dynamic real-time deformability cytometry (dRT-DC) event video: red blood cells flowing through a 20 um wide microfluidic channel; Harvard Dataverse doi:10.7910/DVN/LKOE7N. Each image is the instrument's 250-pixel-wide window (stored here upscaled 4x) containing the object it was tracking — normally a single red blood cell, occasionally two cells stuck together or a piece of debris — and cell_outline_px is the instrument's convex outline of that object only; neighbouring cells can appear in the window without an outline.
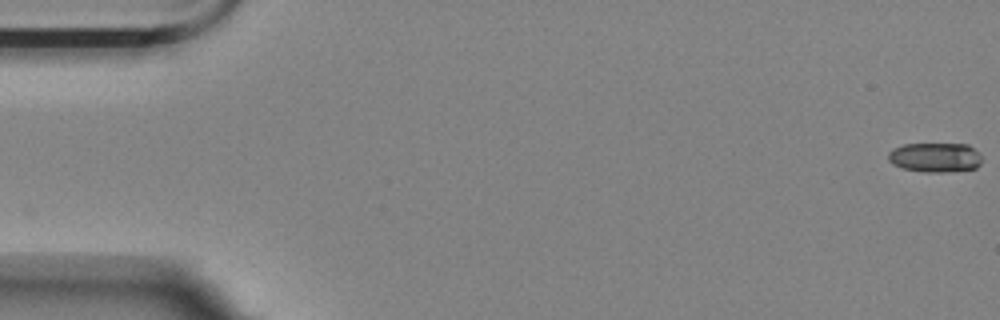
{"species": "Egyptian fruit bat (a non-hibernating species)", "species_latin": "Rousettus aegyptiacus", "temperature_condition": "room temperature", "stored_images_in_passage": 57, "camera_frame_rate_fps": 3000, "um_per_image_px": 0.085, "animal": {"sex": "female"}, "frame": {"image": 1, "passage_image": 1, "time_ms": 0.0, "image_size_px": [1000, 320], "cell_outline_px": [[980, 164], [976, 168], [944, 172], [924, 172], [900, 168], [892, 164], [888, 160], [888, 152], [892, 148], [904, 144], [968, 144], [980, 156]], "centroid_in_image_um": [79.42, 13.38], "position_along_channel_um": 5.6, "area_um2": 16.13}}
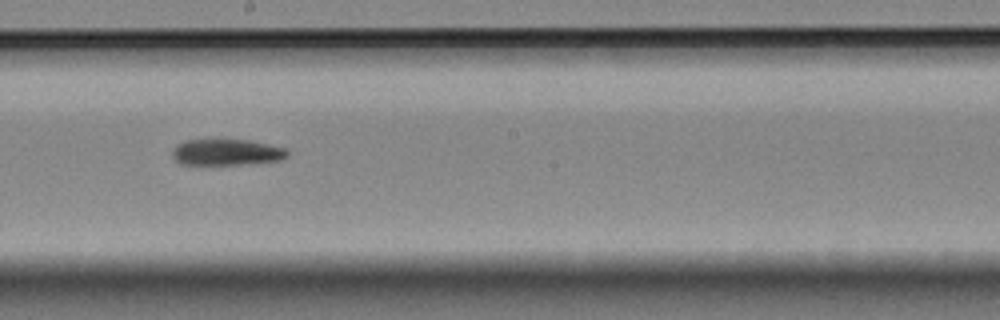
{"frame": {"image": 2, "passage_image": 32, "time_ms": 10.333, "image_size_px": [1000, 320], "cell_outline_px": [[288, 156], [280, 160], [240, 164], [180, 164], [172, 156], [172, 152], [180, 144], [188, 140], [248, 140], [268, 144], [284, 148], [288, 152]], "centroid_in_image_um": [19.28, 12.94], "position_along_channel_um": 228.9, "area_um2": 17.11}}
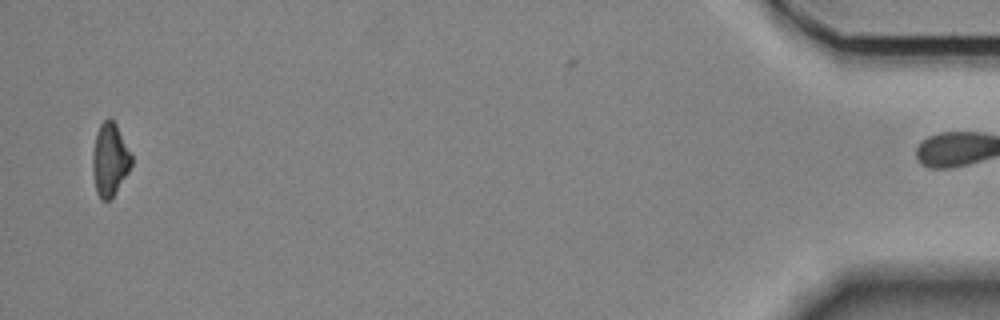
{"frame": {"image": 3, "passage_image": 56, "time_ms": 18.333, "image_size_px": [1000, 320], "cell_outline_px": [[132, 164], [128, 172], [112, 196], [108, 200], [100, 200], [96, 192], [92, 172], [92, 156], [96, 132], [100, 124], [108, 116], [116, 124], [132, 156]], "centroid_in_image_um": [9.31, 13.55], "position_along_channel_um": 425.9, "area_um2": 16.42}, "authors_computed_cell_mechanics": {"area_um2": 17.8602, "velocity_mm_per_s": 3.5429, "shape_relaxation_time_tau1_ms": 6.3837, "shape_relaxation_time_tau2_ms": null, "deformation_change_tau1": 0.1423, "deformation_change_tau2": null}}